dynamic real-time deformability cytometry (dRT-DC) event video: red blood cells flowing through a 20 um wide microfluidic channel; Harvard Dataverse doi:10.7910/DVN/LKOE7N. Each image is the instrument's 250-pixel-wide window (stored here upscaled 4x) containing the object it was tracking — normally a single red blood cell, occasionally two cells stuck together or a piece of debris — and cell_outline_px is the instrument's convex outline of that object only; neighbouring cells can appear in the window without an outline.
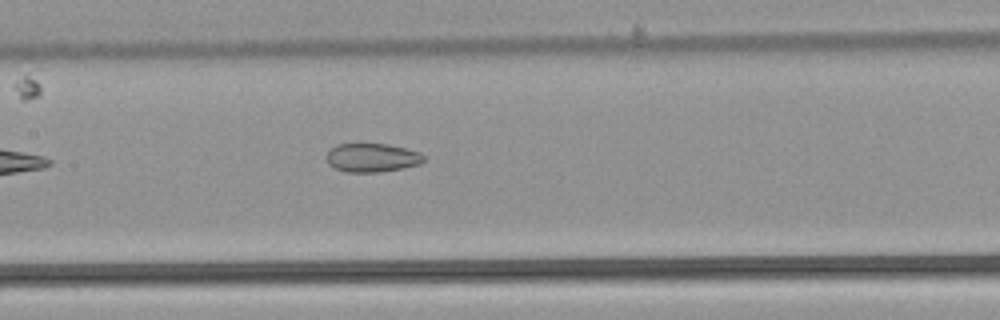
{"species": "common noctule bat (a hibernating species)", "species_latin": "Nyctalus noctula", "temperature_condition": "warm", "stored_images_in_passage": 4, "camera_frame_rate_fps": 3000, "um_per_image_px": 0.085, "animal": {"sex": "male", "body_mass_g": 21.5, "forearm_length_mm": 52.0}, "frame": {"image": 1, "passage_image": 4, "time_ms": 1.0, "image_size_px": [1000, 320], "cell_outline_px": [[424, 160], [420, 164], [404, 168], [380, 172], [348, 172], [336, 168], [328, 164], [328, 152], [336, 144], [388, 144], [420, 152], [424, 156]], "centroid_in_image_um": [31.65, 13.4], "position_along_channel_um": 175.7, "area_um2": 16.13}}